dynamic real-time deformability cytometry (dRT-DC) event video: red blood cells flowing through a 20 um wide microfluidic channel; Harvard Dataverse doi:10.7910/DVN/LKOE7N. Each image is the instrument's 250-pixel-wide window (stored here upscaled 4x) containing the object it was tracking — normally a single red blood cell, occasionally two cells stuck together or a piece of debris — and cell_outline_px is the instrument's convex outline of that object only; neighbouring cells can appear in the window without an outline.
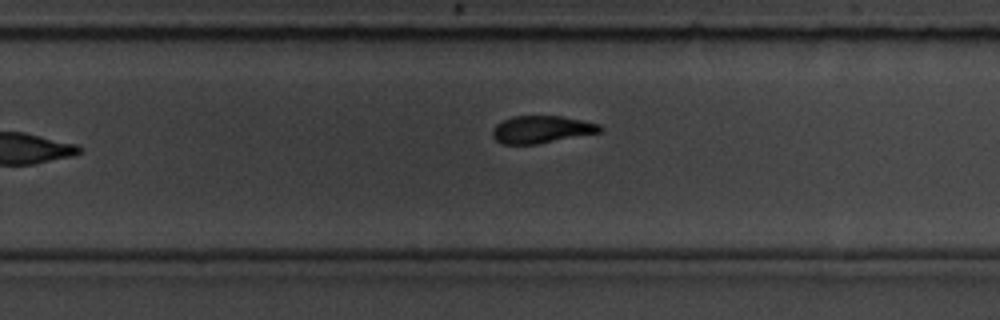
{"species": "common noctule bat (a hibernating species)", "species_latin": "Nyctalus noctula", "temperature_condition": "room temperature", "stored_images_in_passage": 12, "camera_frame_rate_fps": 3000, "um_per_image_px": 0.085, "animal": {"sex": "male", "body_mass_g": 19.5, "forearm_length_mm": 54.6}, "frame": {"image": 1, "passage_image": 12, "time_ms": 12.667, "image_size_px": [1000, 320], "cell_outline_px": [[604, 128], [600, 132], [536, 144], [500, 144], [492, 136], [492, 128], [496, 124], [512, 116], [560, 116], [600, 124]], "centroid_in_image_um": [45.99, 11.0], "position_along_channel_um": 283.8, "area_um2": 17.05}}